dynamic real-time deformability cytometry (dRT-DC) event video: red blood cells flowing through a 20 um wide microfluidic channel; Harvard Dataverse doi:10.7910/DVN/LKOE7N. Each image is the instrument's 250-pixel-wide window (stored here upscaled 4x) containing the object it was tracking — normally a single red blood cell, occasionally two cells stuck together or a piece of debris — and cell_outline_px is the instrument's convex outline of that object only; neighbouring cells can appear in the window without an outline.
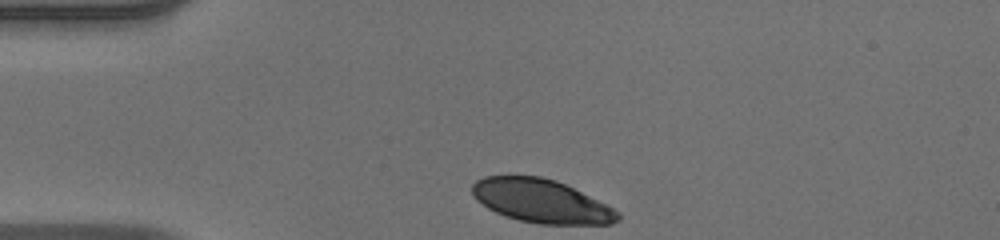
{"species": "human", "species_latin": "Homo sapiens", "temperature_condition": "warm", "stored_images_in_passage": 33, "camera_frame_rate_fps": 3000, "um_per_image_px": 0.085, "donor": {"sex": "male"}, "frame": {"image": 1, "passage_image": 1, "time_ms": 0.0, "image_size_px": [1000, 240], "cell_outline_px": [[620, 220], [612, 224], [540, 224], [520, 220], [496, 212], [488, 208], [476, 200], [472, 196], [472, 184], [476, 180], [484, 176], [540, 176], [556, 180], [620, 212]], "centroid_in_image_um": [45.98, 17.09], "position_along_channel_um": 39.0, "area_um2": 36.47}}
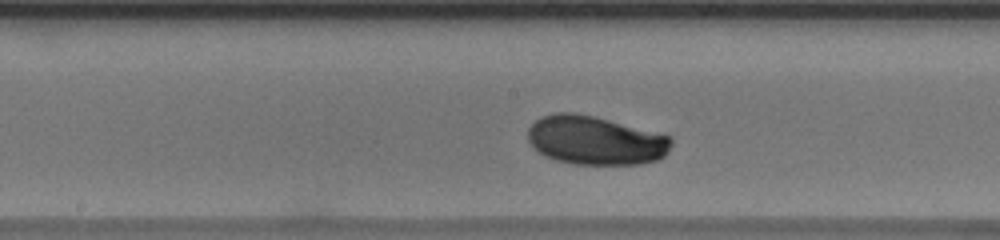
{"frame": {"image": 2, "passage_image": 16, "time_ms": 5.0, "image_size_px": [1000, 240], "cell_outline_px": [[672, 144], [668, 152], [664, 156], [656, 160], [640, 164], [572, 164], [556, 160], [544, 156], [532, 148], [528, 140], [528, 128], [536, 120], [544, 116], [556, 112], [576, 112], [664, 132], [672, 136]], "centroid_in_image_um": [50.65, 11.92], "position_along_channel_um": 197.6, "area_um2": 41.56}}
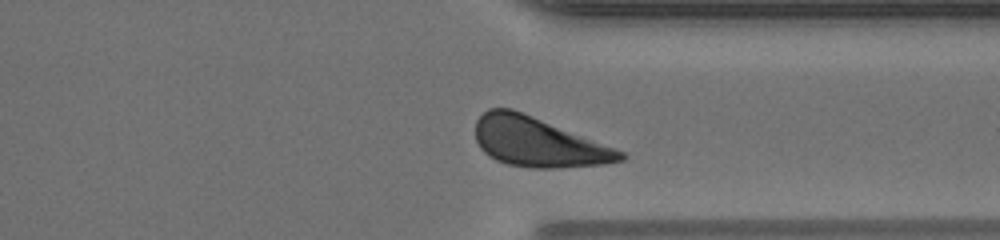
{"frame": {"image": 3, "passage_image": 29, "time_ms": 9.333, "image_size_px": [1000, 240], "cell_outline_px": [[624, 160], [604, 164], [556, 168], [532, 168], [508, 164], [496, 160], [488, 156], [480, 148], [476, 140], [476, 120], [488, 108], [512, 108], [616, 148], [624, 152]], "centroid_in_image_um": [45.72, 12.08], "position_along_channel_um": 365.7, "area_um2": 41.56}, "authors_computed_cell_mechanics": {"area_um2": 40.46, "velocity_mm_per_s": 3.8823, "shape_relaxation_time_tau1_ms": 2.3165, "shape_relaxation_time_tau2_ms": null, "deformation_change_tau1": 0.1096, "deformation_change_tau2": null}}